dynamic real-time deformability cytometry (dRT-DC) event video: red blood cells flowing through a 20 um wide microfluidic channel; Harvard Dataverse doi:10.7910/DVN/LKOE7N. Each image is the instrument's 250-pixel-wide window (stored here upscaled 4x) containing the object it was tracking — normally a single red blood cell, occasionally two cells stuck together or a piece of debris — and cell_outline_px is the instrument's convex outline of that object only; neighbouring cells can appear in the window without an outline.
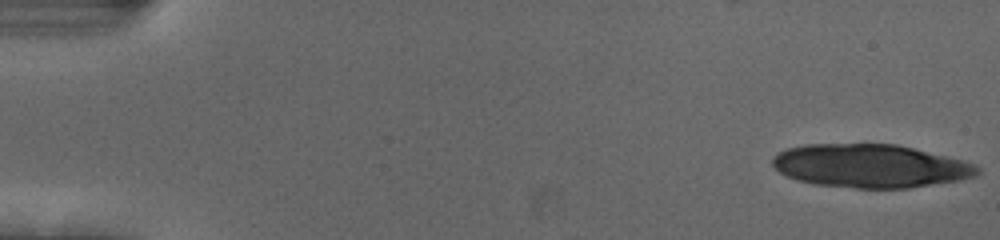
{"species": "human", "species_latin": "Homo sapiens", "temperature_condition": "cold", "stored_images_in_passage": 18, "camera_frame_rate_fps": 3000, "um_per_image_px": 0.085, "donor": {"sex": "female"}, "frame": {"image": 1, "passage_image": 1, "time_ms": 0.0, "image_size_px": [1000, 240], "cell_outline_px": [[980, 172], [976, 176], [960, 180], [908, 188], [856, 188], [812, 184], [796, 180], [780, 172], [772, 164], [772, 160], [780, 152], [788, 148], [808, 144], [896, 144], [976, 164], [980, 168]], "centroid_in_image_um": [73.98, 14.11], "position_along_channel_um": 11.0, "area_um2": 51.44}}